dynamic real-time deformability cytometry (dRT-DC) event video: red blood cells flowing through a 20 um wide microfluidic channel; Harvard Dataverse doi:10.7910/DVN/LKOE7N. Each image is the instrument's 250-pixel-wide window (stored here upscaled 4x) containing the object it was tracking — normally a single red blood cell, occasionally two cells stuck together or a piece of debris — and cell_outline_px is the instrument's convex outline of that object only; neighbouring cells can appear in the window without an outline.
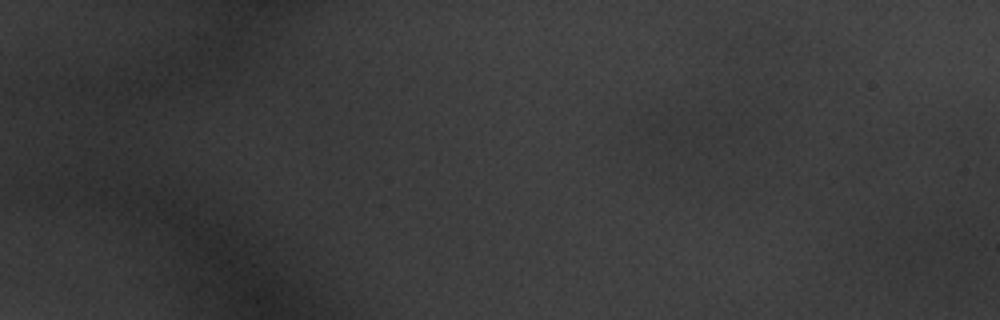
{"species": "common noctule bat (a hibernating species)", "species_latin": "Nyctalus noctula", "temperature_condition": "warm", "stored_images_in_passage": 4, "camera_frame_rate_fps": 3000, "um_per_image_px": 0.085, "animal": {"sex": "male", "body_mass_g": 20.1, "forearm_length_mm": 53.5}, "frame": {"image": 1, "passage_image": 1, "time_ms": 0.0, "image_size_px": [1000, 320], "cell_outline_px": [[756, 140], [704, 148], [668, 152], [664, 148], [656, 136], [656, 124], [680, 120], [752, 120], [756, 128]], "centroid_in_image_um": [59.83, 11.36], "position_along_channel_um": 25.2, "area_um2": 18.5}}